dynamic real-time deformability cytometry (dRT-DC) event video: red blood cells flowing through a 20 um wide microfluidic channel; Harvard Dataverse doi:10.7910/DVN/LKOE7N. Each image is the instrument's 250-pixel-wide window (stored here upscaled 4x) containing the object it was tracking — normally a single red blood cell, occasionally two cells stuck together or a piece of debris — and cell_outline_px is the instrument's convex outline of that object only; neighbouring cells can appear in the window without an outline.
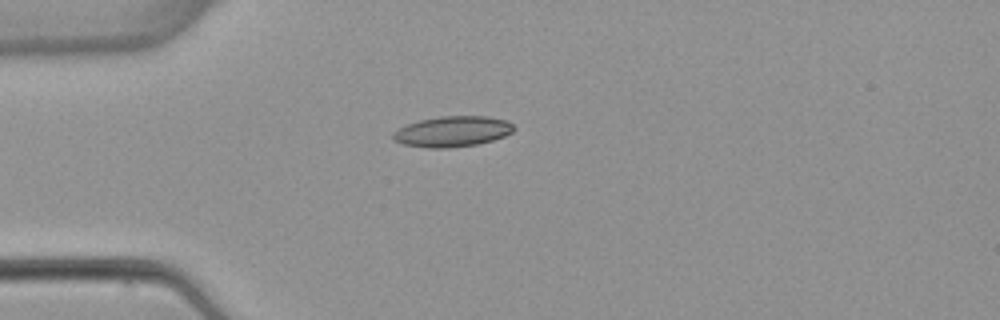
{"species": "common noctule bat (a hibernating species)", "species_latin": "Nyctalus noctula", "temperature_condition": "warm", "stored_images_in_passage": 1, "camera_frame_rate_fps": 3000, "um_per_image_px": 0.085, "animal": {"sex": "female", "body_mass_g": 22.7, "forearm_length_mm": 54.2}, "frame": {"image": 1, "passage_image": 1, "time_ms": 0.0, "image_size_px": [1000, 320], "cell_outline_px": [[516, 128], [512, 132], [504, 136], [492, 140], [476, 144], [448, 148], [428, 148], [404, 144], [392, 140], [392, 132], [408, 124], [420, 120], [440, 116], [488, 116], [508, 120]], "centroid_in_image_um": [38.46, 11.17], "position_along_channel_um": 46.5, "area_um2": 21.56}}